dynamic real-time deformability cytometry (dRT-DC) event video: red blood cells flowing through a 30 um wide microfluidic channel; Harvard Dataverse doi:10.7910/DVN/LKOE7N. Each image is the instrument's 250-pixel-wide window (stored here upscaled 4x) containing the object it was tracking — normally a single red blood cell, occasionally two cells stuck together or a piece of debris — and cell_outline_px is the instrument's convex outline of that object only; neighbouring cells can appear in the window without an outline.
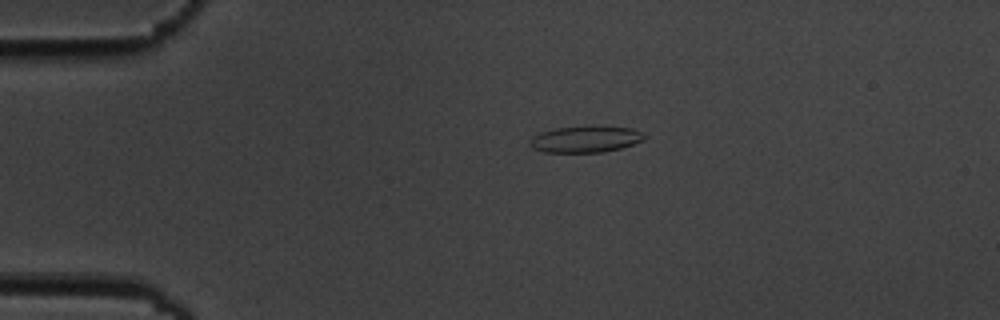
{"species": "common noctule bat (a hibernating species)", "species_latin": "Nyctalus noctula", "temperature_condition": "cold", "stored_images_in_passage": 6, "camera_frame_rate_fps": 3000, "um_per_image_px": 0.085, "animal": {"sex": "male", "body_mass_g": 19.5, "forearm_length_mm": 54.6}, "frame": {"image": 1, "passage_image": 4, "time_ms": 3.333, "image_size_px": [1000, 320], "cell_outline_px": [[644, 140], [620, 148], [604, 152], [544, 152], [532, 148], [528, 144], [532, 136], [540, 132], [556, 128], [584, 124], [596, 124], [632, 128], [644, 132]], "centroid_in_image_um": [49.77, 11.79], "position_along_channel_um": 35.2, "area_um2": 18.32}}